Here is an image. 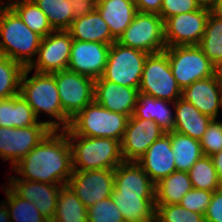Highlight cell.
Wrapping results in <instances>:
<instances>
[{
    "label": "cell",
    "instance_id": "34",
    "mask_svg": "<svg viewBox=\"0 0 222 222\" xmlns=\"http://www.w3.org/2000/svg\"><path fill=\"white\" fill-rule=\"evenodd\" d=\"M47 16L54 31L68 30L74 20L71 0H32Z\"/></svg>",
    "mask_w": 222,
    "mask_h": 222
},
{
    "label": "cell",
    "instance_id": "2",
    "mask_svg": "<svg viewBox=\"0 0 222 222\" xmlns=\"http://www.w3.org/2000/svg\"><path fill=\"white\" fill-rule=\"evenodd\" d=\"M30 72L28 67L25 68L19 94L33 109L38 120H40V113H46L50 117L45 123L51 130L68 129L71 119L63 112L55 76L49 73L34 72L30 77Z\"/></svg>",
    "mask_w": 222,
    "mask_h": 222
},
{
    "label": "cell",
    "instance_id": "9",
    "mask_svg": "<svg viewBox=\"0 0 222 222\" xmlns=\"http://www.w3.org/2000/svg\"><path fill=\"white\" fill-rule=\"evenodd\" d=\"M148 53L120 45L111 44L108 60L102 77L110 82L139 89L143 67Z\"/></svg>",
    "mask_w": 222,
    "mask_h": 222
},
{
    "label": "cell",
    "instance_id": "19",
    "mask_svg": "<svg viewBox=\"0 0 222 222\" xmlns=\"http://www.w3.org/2000/svg\"><path fill=\"white\" fill-rule=\"evenodd\" d=\"M154 184L176 171L171 136L165 132L136 161Z\"/></svg>",
    "mask_w": 222,
    "mask_h": 222
},
{
    "label": "cell",
    "instance_id": "43",
    "mask_svg": "<svg viewBox=\"0 0 222 222\" xmlns=\"http://www.w3.org/2000/svg\"><path fill=\"white\" fill-rule=\"evenodd\" d=\"M97 0H71L74 19L90 14L96 9Z\"/></svg>",
    "mask_w": 222,
    "mask_h": 222
},
{
    "label": "cell",
    "instance_id": "8",
    "mask_svg": "<svg viewBox=\"0 0 222 222\" xmlns=\"http://www.w3.org/2000/svg\"><path fill=\"white\" fill-rule=\"evenodd\" d=\"M116 42L148 54L163 52L167 47L162 17L157 13L138 12Z\"/></svg>",
    "mask_w": 222,
    "mask_h": 222
},
{
    "label": "cell",
    "instance_id": "4",
    "mask_svg": "<svg viewBox=\"0 0 222 222\" xmlns=\"http://www.w3.org/2000/svg\"><path fill=\"white\" fill-rule=\"evenodd\" d=\"M64 131L71 146L73 170L115 169L124 161L120 141L78 136L69 128Z\"/></svg>",
    "mask_w": 222,
    "mask_h": 222
},
{
    "label": "cell",
    "instance_id": "12",
    "mask_svg": "<svg viewBox=\"0 0 222 222\" xmlns=\"http://www.w3.org/2000/svg\"><path fill=\"white\" fill-rule=\"evenodd\" d=\"M211 10L200 7L196 11L169 17L164 22L166 47L199 45Z\"/></svg>",
    "mask_w": 222,
    "mask_h": 222
},
{
    "label": "cell",
    "instance_id": "35",
    "mask_svg": "<svg viewBox=\"0 0 222 222\" xmlns=\"http://www.w3.org/2000/svg\"><path fill=\"white\" fill-rule=\"evenodd\" d=\"M24 70L20 63L0 55V99L19 95Z\"/></svg>",
    "mask_w": 222,
    "mask_h": 222
},
{
    "label": "cell",
    "instance_id": "44",
    "mask_svg": "<svg viewBox=\"0 0 222 222\" xmlns=\"http://www.w3.org/2000/svg\"><path fill=\"white\" fill-rule=\"evenodd\" d=\"M138 12L141 13H159L162 0H134Z\"/></svg>",
    "mask_w": 222,
    "mask_h": 222
},
{
    "label": "cell",
    "instance_id": "1",
    "mask_svg": "<svg viewBox=\"0 0 222 222\" xmlns=\"http://www.w3.org/2000/svg\"><path fill=\"white\" fill-rule=\"evenodd\" d=\"M23 179L66 185L73 174L72 151L64 130H51L23 159L11 168Z\"/></svg>",
    "mask_w": 222,
    "mask_h": 222
},
{
    "label": "cell",
    "instance_id": "40",
    "mask_svg": "<svg viewBox=\"0 0 222 222\" xmlns=\"http://www.w3.org/2000/svg\"><path fill=\"white\" fill-rule=\"evenodd\" d=\"M212 195V191L192 188L182 197L178 204L189 211L205 215Z\"/></svg>",
    "mask_w": 222,
    "mask_h": 222
},
{
    "label": "cell",
    "instance_id": "20",
    "mask_svg": "<svg viewBox=\"0 0 222 222\" xmlns=\"http://www.w3.org/2000/svg\"><path fill=\"white\" fill-rule=\"evenodd\" d=\"M139 90L105 80L100 77L94 83V101L107 110L131 117Z\"/></svg>",
    "mask_w": 222,
    "mask_h": 222
},
{
    "label": "cell",
    "instance_id": "42",
    "mask_svg": "<svg viewBox=\"0 0 222 222\" xmlns=\"http://www.w3.org/2000/svg\"><path fill=\"white\" fill-rule=\"evenodd\" d=\"M204 217L205 222H222V187L213 192Z\"/></svg>",
    "mask_w": 222,
    "mask_h": 222
},
{
    "label": "cell",
    "instance_id": "50",
    "mask_svg": "<svg viewBox=\"0 0 222 222\" xmlns=\"http://www.w3.org/2000/svg\"><path fill=\"white\" fill-rule=\"evenodd\" d=\"M218 73H219L220 78L222 79V65L218 69Z\"/></svg>",
    "mask_w": 222,
    "mask_h": 222
},
{
    "label": "cell",
    "instance_id": "27",
    "mask_svg": "<svg viewBox=\"0 0 222 222\" xmlns=\"http://www.w3.org/2000/svg\"><path fill=\"white\" fill-rule=\"evenodd\" d=\"M38 122L33 109L20 94L0 99V127L23 128Z\"/></svg>",
    "mask_w": 222,
    "mask_h": 222
},
{
    "label": "cell",
    "instance_id": "29",
    "mask_svg": "<svg viewBox=\"0 0 222 222\" xmlns=\"http://www.w3.org/2000/svg\"><path fill=\"white\" fill-rule=\"evenodd\" d=\"M167 133L171 136L176 170L188 172L192 165L204 155L200 141L176 131Z\"/></svg>",
    "mask_w": 222,
    "mask_h": 222
},
{
    "label": "cell",
    "instance_id": "22",
    "mask_svg": "<svg viewBox=\"0 0 222 222\" xmlns=\"http://www.w3.org/2000/svg\"><path fill=\"white\" fill-rule=\"evenodd\" d=\"M96 9L116 40L138 13L134 0H97Z\"/></svg>",
    "mask_w": 222,
    "mask_h": 222
},
{
    "label": "cell",
    "instance_id": "45",
    "mask_svg": "<svg viewBox=\"0 0 222 222\" xmlns=\"http://www.w3.org/2000/svg\"><path fill=\"white\" fill-rule=\"evenodd\" d=\"M216 169L218 180L222 186V150L210 156Z\"/></svg>",
    "mask_w": 222,
    "mask_h": 222
},
{
    "label": "cell",
    "instance_id": "31",
    "mask_svg": "<svg viewBox=\"0 0 222 222\" xmlns=\"http://www.w3.org/2000/svg\"><path fill=\"white\" fill-rule=\"evenodd\" d=\"M217 68L222 65V18L210 12L203 37L198 45Z\"/></svg>",
    "mask_w": 222,
    "mask_h": 222
},
{
    "label": "cell",
    "instance_id": "14",
    "mask_svg": "<svg viewBox=\"0 0 222 222\" xmlns=\"http://www.w3.org/2000/svg\"><path fill=\"white\" fill-rule=\"evenodd\" d=\"M87 207L112 196L114 169L73 170L66 184Z\"/></svg>",
    "mask_w": 222,
    "mask_h": 222
},
{
    "label": "cell",
    "instance_id": "7",
    "mask_svg": "<svg viewBox=\"0 0 222 222\" xmlns=\"http://www.w3.org/2000/svg\"><path fill=\"white\" fill-rule=\"evenodd\" d=\"M139 93L174 103L181 98V88L175 80L168 60L163 51L149 54L145 60Z\"/></svg>",
    "mask_w": 222,
    "mask_h": 222
},
{
    "label": "cell",
    "instance_id": "46",
    "mask_svg": "<svg viewBox=\"0 0 222 222\" xmlns=\"http://www.w3.org/2000/svg\"><path fill=\"white\" fill-rule=\"evenodd\" d=\"M0 222H11L8 208L3 201L0 203Z\"/></svg>",
    "mask_w": 222,
    "mask_h": 222
},
{
    "label": "cell",
    "instance_id": "47",
    "mask_svg": "<svg viewBox=\"0 0 222 222\" xmlns=\"http://www.w3.org/2000/svg\"><path fill=\"white\" fill-rule=\"evenodd\" d=\"M211 12L222 18V0H215Z\"/></svg>",
    "mask_w": 222,
    "mask_h": 222
},
{
    "label": "cell",
    "instance_id": "11",
    "mask_svg": "<svg viewBox=\"0 0 222 222\" xmlns=\"http://www.w3.org/2000/svg\"><path fill=\"white\" fill-rule=\"evenodd\" d=\"M53 75L63 112L70 119L94 101V79L69 70L55 72Z\"/></svg>",
    "mask_w": 222,
    "mask_h": 222
},
{
    "label": "cell",
    "instance_id": "6",
    "mask_svg": "<svg viewBox=\"0 0 222 222\" xmlns=\"http://www.w3.org/2000/svg\"><path fill=\"white\" fill-rule=\"evenodd\" d=\"M164 52L168 55L172 74L181 90L218 72L198 45L167 47Z\"/></svg>",
    "mask_w": 222,
    "mask_h": 222
},
{
    "label": "cell",
    "instance_id": "21",
    "mask_svg": "<svg viewBox=\"0 0 222 222\" xmlns=\"http://www.w3.org/2000/svg\"><path fill=\"white\" fill-rule=\"evenodd\" d=\"M114 187L122 194L155 195V184L135 161H123L114 169Z\"/></svg>",
    "mask_w": 222,
    "mask_h": 222
},
{
    "label": "cell",
    "instance_id": "33",
    "mask_svg": "<svg viewBox=\"0 0 222 222\" xmlns=\"http://www.w3.org/2000/svg\"><path fill=\"white\" fill-rule=\"evenodd\" d=\"M3 186L7 198L1 201L8 208L11 222H50L33 202L19 197L7 184Z\"/></svg>",
    "mask_w": 222,
    "mask_h": 222
},
{
    "label": "cell",
    "instance_id": "30",
    "mask_svg": "<svg viewBox=\"0 0 222 222\" xmlns=\"http://www.w3.org/2000/svg\"><path fill=\"white\" fill-rule=\"evenodd\" d=\"M87 217V207L67 185L62 186L51 222H88Z\"/></svg>",
    "mask_w": 222,
    "mask_h": 222
},
{
    "label": "cell",
    "instance_id": "18",
    "mask_svg": "<svg viewBox=\"0 0 222 222\" xmlns=\"http://www.w3.org/2000/svg\"><path fill=\"white\" fill-rule=\"evenodd\" d=\"M221 91L222 79L217 72L214 76L197 80L182 89L181 98L194 105L202 114L218 119Z\"/></svg>",
    "mask_w": 222,
    "mask_h": 222
},
{
    "label": "cell",
    "instance_id": "10",
    "mask_svg": "<svg viewBox=\"0 0 222 222\" xmlns=\"http://www.w3.org/2000/svg\"><path fill=\"white\" fill-rule=\"evenodd\" d=\"M51 131L45 121L23 128L0 127V157L11 168L23 159Z\"/></svg>",
    "mask_w": 222,
    "mask_h": 222
},
{
    "label": "cell",
    "instance_id": "32",
    "mask_svg": "<svg viewBox=\"0 0 222 222\" xmlns=\"http://www.w3.org/2000/svg\"><path fill=\"white\" fill-rule=\"evenodd\" d=\"M6 3L18 14L30 30L42 37L54 31L46 14L32 0H7Z\"/></svg>",
    "mask_w": 222,
    "mask_h": 222
},
{
    "label": "cell",
    "instance_id": "51",
    "mask_svg": "<svg viewBox=\"0 0 222 222\" xmlns=\"http://www.w3.org/2000/svg\"><path fill=\"white\" fill-rule=\"evenodd\" d=\"M220 109H222V91H221V96H220Z\"/></svg>",
    "mask_w": 222,
    "mask_h": 222
},
{
    "label": "cell",
    "instance_id": "39",
    "mask_svg": "<svg viewBox=\"0 0 222 222\" xmlns=\"http://www.w3.org/2000/svg\"><path fill=\"white\" fill-rule=\"evenodd\" d=\"M199 141L205 156H211L222 150V125L219 120L211 121Z\"/></svg>",
    "mask_w": 222,
    "mask_h": 222
},
{
    "label": "cell",
    "instance_id": "28",
    "mask_svg": "<svg viewBox=\"0 0 222 222\" xmlns=\"http://www.w3.org/2000/svg\"><path fill=\"white\" fill-rule=\"evenodd\" d=\"M192 188L188 172L176 170L155 184V205L178 204Z\"/></svg>",
    "mask_w": 222,
    "mask_h": 222
},
{
    "label": "cell",
    "instance_id": "49",
    "mask_svg": "<svg viewBox=\"0 0 222 222\" xmlns=\"http://www.w3.org/2000/svg\"><path fill=\"white\" fill-rule=\"evenodd\" d=\"M136 222H157L156 217L153 219H147V220H142V221H136Z\"/></svg>",
    "mask_w": 222,
    "mask_h": 222
},
{
    "label": "cell",
    "instance_id": "17",
    "mask_svg": "<svg viewBox=\"0 0 222 222\" xmlns=\"http://www.w3.org/2000/svg\"><path fill=\"white\" fill-rule=\"evenodd\" d=\"M7 185L19 197L33 202L40 213L52 221L56 213L57 198L64 185L23 179H8Z\"/></svg>",
    "mask_w": 222,
    "mask_h": 222
},
{
    "label": "cell",
    "instance_id": "25",
    "mask_svg": "<svg viewBox=\"0 0 222 222\" xmlns=\"http://www.w3.org/2000/svg\"><path fill=\"white\" fill-rule=\"evenodd\" d=\"M168 104L174 108L172 102L139 93L132 115L155 121L165 132H170L174 130V111Z\"/></svg>",
    "mask_w": 222,
    "mask_h": 222
},
{
    "label": "cell",
    "instance_id": "5",
    "mask_svg": "<svg viewBox=\"0 0 222 222\" xmlns=\"http://www.w3.org/2000/svg\"><path fill=\"white\" fill-rule=\"evenodd\" d=\"M129 117L93 101L71 118L69 129L78 136L111 138L121 142Z\"/></svg>",
    "mask_w": 222,
    "mask_h": 222
},
{
    "label": "cell",
    "instance_id": "15",
    "mask_svg": "<svg viewBox=\"0 0 222 222\" xmlns=\"http://www.w3.org/2000/svg\"><path fill=\"white\" fill-rule=\"evenodd\" d=\"M165 131L155 122L142 118L129 117L121 144L124 161H137L146 150L164 135Z\"/></svg>",
    "mask_w": 222,
    "mask_h": 222
},
{
    "label": "cell",
    "instance_id": "38",
    "mask_svg": "<svg viewBox=\"0 0 222 222\" xmlns=\"http://www.w3.org/2000/svg\"><path fill=\"white\" fill-rule=\"evenodd\" d=\"M88 222H126L112 197L87 208Z\"/></svg>",
    "mask_w": 222,
    "mask_h": 222
},
{
    "label": "cell",
    "instance_id": "36",
    "mask_svg": "<svg viewBox=\"0 0 222 222\" xmlns=\"http://www.w3.org/2000/svg\"><path fill=\"white\" fill-rule=\"evenodd\" d=\"M192 187L214 192L222 187L210 156L203 155L188 171Z\"/></svg>",
    "mask_w": 222,
    "mask_h": 222
},
{
    "label": "cell",
    "instance_id": "13",
    "mask_svg": "<svg viewBox=\"0 0 222 222\" xmlns=\"http://www.w3.org/2000/svg\"><path fill=\"white\" fill-rule=\"evenodd\" d=\"M73 39L67 30L53 31L42 37L36 59L28 67L31 71L53 74L67 70Z\"/></svg>",
    "mask_w": 222,
    "mask_h": 222
},
{
    "label": "cell",
    "instance_id": "23",
    "mask_svg": "<svg viewBox=\"0 0 222 222\" xmlns=\"http://www.w3.org/2000/svg\"><path fill=\"white\" fill-rule=\"evenodd\" d=\"M174 130L193 139L200 140L213 120L202 114L194 105L182 98L174 102Z\"/></svg>",
    "mask_w": 222,
    "mask_h": 222
},
{
    "label": "cell",
    "instance_id": "48",
    "mask_svg": "<svg viewBox=\"0 0 222 222\" xmlns=\"http://www.w3.org/2000/svg\"><path fill=\"white\" fill-rule=\"evenodd\" d=\"M199 7L212 10L215 0H194Z\"/></svg>",
    "mask_w": 222,
    "mask_h": 222
},
{
    "label": "cell",
    "instance_id": "37",
    "mask_svg": "<svg viewBox=\"0 0 222 222\" xmlns=\"http://www.w3.org/2000/svg\"><path fill=\"white\" fill-rule=\"evenodd\" d=\"M155 217L157 222H205L203 214L189 211L179 204L155 205Z\"/></svg>",
    "mask_w": 222,
    "mask_h": 222
},
{
    "label": "cell",
    "instance_id": "26",
    "mask_svg": "<svg viewBox=\"0 0 222 222\" xmlns=\"http://www.w3.org/2000/svg\"><path fill=\"white\" fill-rule=\"evenodd\" d=\"M126 222L155 217V195L122 194L115 187L111 196Z\"/></svg>",
    "mask_w": 222,
    "mask_h": 222
},
{
    "label": "cell",
    "instance_id": "24",
    "mask_svg": "<svg viewBox=\"0 0 222 222\" xmlns=\"http://www.w3.org/2000/svg\"><path fill=\"white\" fill-rule=\"evenodd\" d=\"M67 31L73 40L100 42L109 45L116 41L108 24L102 19L97 9L90 14L74 19Z\"/></svg>",
    "mask_w": 222,
    "mask_h": 222
},
{
    "label": "cell",
    "instance_id": "41",
    "mask_svg": "<svg viewBox=\"0 0 222 222\" xmlns=\"http://www.w3.org/2000/svg\"><path fill=\"white\" fill-rule=\"evenodd\" d=\"M199 8V5L194 0H162V6L158 14L165 22L169 17L196 11Z\"/></svg>",
    "mask_w": 222,
    "mask_h": 222
},
{
    "label": "cell",
    "instance_id": "16",
    "mask_svg": "<svg viewBox=\"0 0 222 222\" xmlns=\"http://www.w3.org/2000/svg\"><path fill=\"white\" fill-rule=\"evenodd\" d=\"M110 46L100 42L73 40L67 70L77 72L94 80L102 77Z\"/></svg>",
    "mask_w": 222,
    "mask_h": 222
},
{
    "label": "cell",
    "instance_id": "3",
    "mask_svg": "<svg viewBox=\"0 0 222 222\" xmlns=\"http://www.w3.org/2000/svg\"><path fill=\"white\" fill-rule=\"evenodd\" d=\"M0 55L25 68L36 59L42 36L30 30L5 2L0 4Z\"/></svg>",
    "mask_w": 222,
    "mask_h": 222
}]
</instances>
